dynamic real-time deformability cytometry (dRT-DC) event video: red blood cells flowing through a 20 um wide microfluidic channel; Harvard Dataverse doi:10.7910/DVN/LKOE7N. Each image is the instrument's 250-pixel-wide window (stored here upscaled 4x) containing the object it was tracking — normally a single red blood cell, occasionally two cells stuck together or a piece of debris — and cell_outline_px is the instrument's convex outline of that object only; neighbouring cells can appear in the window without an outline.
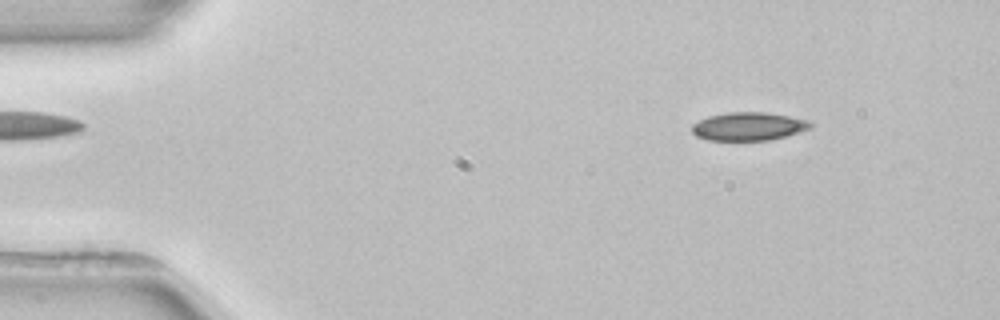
{"species": "common noctule bat (a hibernating species)", "species_latin": "Nyctalus noctula", "temperature_condition": "room temperature", "stored_images_in_passage": 3, "camera_frame_rate_fps": 3000, "um_per_image_px": 0.085, "animal": {"sex": "female", "body_mass_g": 22.7, "forearm_length_mm": 54.2}, "frame": {"image": 1, "passage_image": 1, "time_ms": 0.0, "image_size_px": [1000, 320], "cell_outline_px": [[812, 128], [800, 132], [768, 140], [708, 140], [696, 136], [692, 132], [692, 124], [708, 116], [728, 112], [764, 112], [788, 116], [808, 120], [812, 124]], "centroid_in_image_um": [63.61, 10.74], "position_along_channel_um": 21.4, "area_um2": 19.42}}
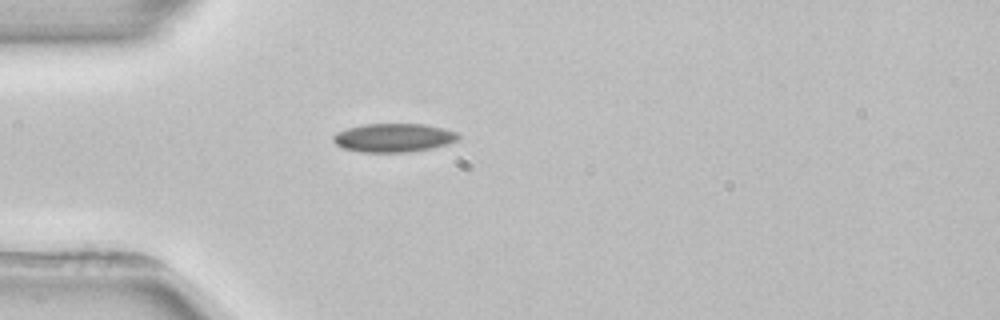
{"frame": {"image": 2, "passage_image": 3, "time_ms": 2.667, "image_size_px": [1000, 320], "cell_outline_px": [[460, 140], [448, 144], [432, 148], [408, 152], [360, 152], [344, 148], [336, 144], [332, 140], [332, 136], [336, 132], [348, 128], [364, 124], [424, 124], [444, 128], [456, 132], [460, 136]], "centroid_in_image_um": [33.48, 11.71], "position_along_channel_um": 51.5, "area_um2": 20.98}}